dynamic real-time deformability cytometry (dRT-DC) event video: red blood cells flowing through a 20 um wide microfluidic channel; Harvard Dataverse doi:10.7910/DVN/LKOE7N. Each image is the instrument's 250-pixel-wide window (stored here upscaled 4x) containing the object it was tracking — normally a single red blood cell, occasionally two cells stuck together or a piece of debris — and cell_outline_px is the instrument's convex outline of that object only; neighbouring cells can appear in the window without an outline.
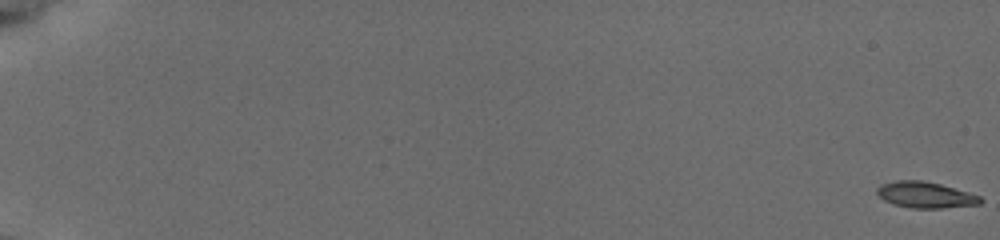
{"species": "common noctule bat (a hibernating species)", "species_latin": "Nyctalus noctula", "temperature_condition": "cold", "stored_images_in_passage": 44, "camera_frame_rate_fps": 3000, "um_per_image_px": 0.085, "animal": {"sex": "female", "body_mass_g": 19.5, "forearm_length_mm": 54.1}, "frame": {"image": 1, "passage_image": 1, "time_ms": 0.0, "image_size_px": [1000, 240], "cell_outline_px": [[984, 200], [980, 204], [940, 208], [912, 208], [892, 204], [884, 200], [876, 192], [876, 188], [880, 184], [896, 180], [920, 180], [940, 184], [980, 196]], "centroid_in_image_um": [78.62, 16.56], "position_along_channel_um": 6.4, "area_um2": 15.66}}
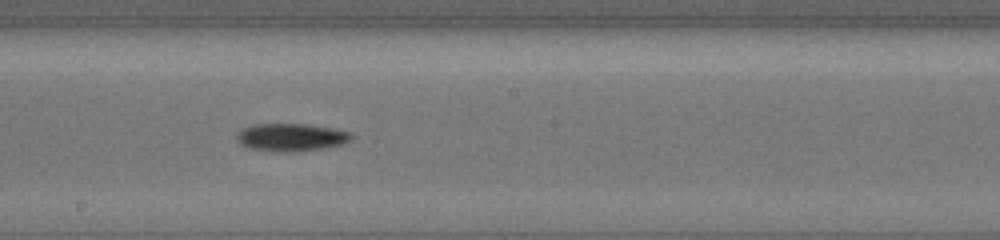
{"frame": {"image": 2, "passage_image": 26, "time_ms": 11.333, "image_size_px": [1000, 240], "cell_outline_px": [[352, 140], [340, 144], [320, 148], [296, 152], [272, 152], [252, 148], [240, 144], [236, 140], [236, 136], [244, 128], [252, 124], [304, 124], [352, 132]], "centroid_in_image_um": [24.71, 11.68], "position_along_channel_um": 223.5, "area_um2": 18.32}}
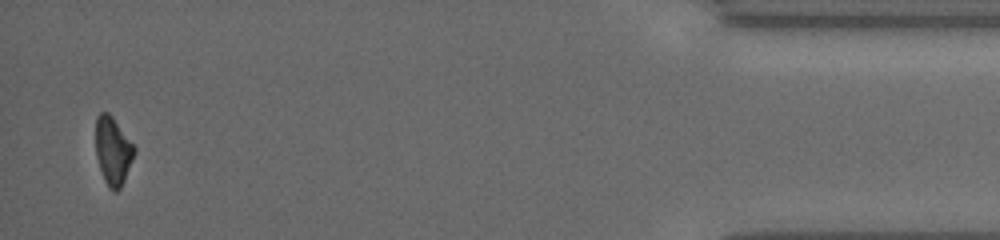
{"frame": {"image": 3, "passage_image": 44, "time_ms": 18.333, "image_size_px": [1000, 240], "cell_outline_px": [[136, 148], [124, 180], [120, 188], [116, 192], [112, 192], [108, 188], [104, 180], [96, 156], [96, 116], [100, 112], [108, 112], [112, 116]], "centroid_in_image_um": [9.58, 12.83], "position_along_channel_um": 425.6, "area_um2": 15.14}, "authors_computed_cell_mechanics": {"area_um2": 16.1262, "velocity_mm_per_s": 3.8286, "shape_relaxation_time_tau1_ms": 1.7061, "shape_relaxation_time_tau2_ms": null, "deformation_change_tau1": 0.0859, "deformation_change_tau2": null}}